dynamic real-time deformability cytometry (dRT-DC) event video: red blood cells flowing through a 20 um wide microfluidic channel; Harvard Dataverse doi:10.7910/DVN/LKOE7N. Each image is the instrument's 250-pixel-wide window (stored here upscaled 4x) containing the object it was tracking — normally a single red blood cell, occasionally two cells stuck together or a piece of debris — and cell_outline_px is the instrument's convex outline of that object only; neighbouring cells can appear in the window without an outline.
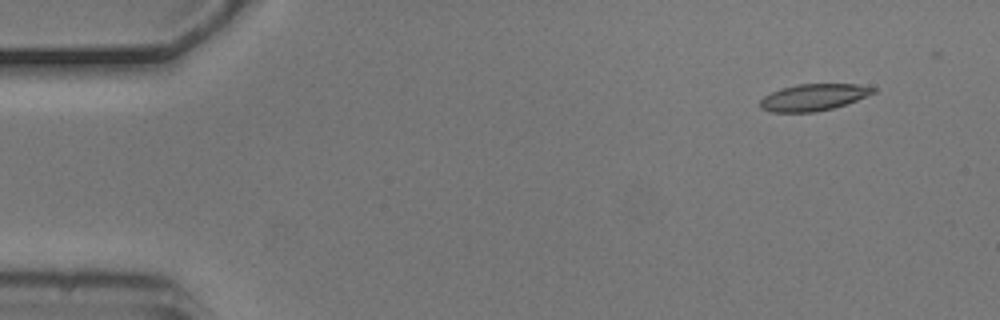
{"species": "common noctule bat (a hibernating species)", "species_latin": "Nyctalus noctula", "temperature_condition": "cold", "stored_images_in_passage": 4, "camera_frame_rate_fps": 3000, "um_per_image_px": 0.085, "animal": {"sex": "male", "body_mass_g": 20.5, "forearm_length_mm": 52.5}, "frame": {"image": 1, "passage_image": 2, "time_ms": 0.333, "image_size_px": [1000, 320], "cell_outline_px": [[876, 92], [856, 100], [832, 108], [816, 112], [772, 112], [760, 108], [760, 100], [764, 96], [780, 88], [796, 84], [856, 84], [876, 88]], "centroid_in_image_um": [69.12, 8.26], "position_along_channel_um": 15.9, "area_um2": 17.51}}
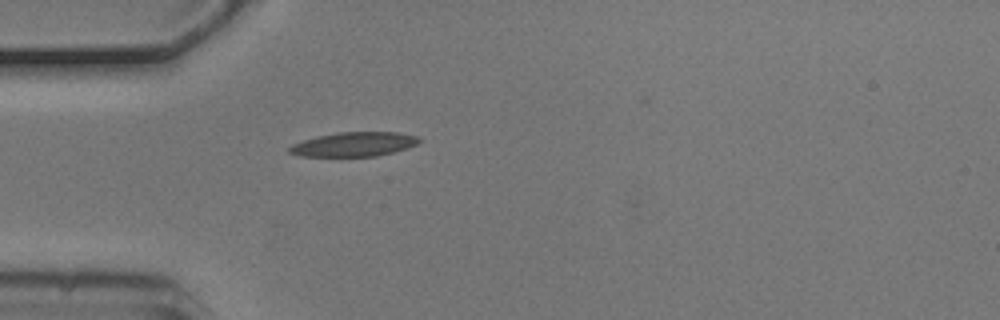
{"frame": {"image": 2, "passage_image": 4, "time_ms": 1.0, "image_size_px": [1000, 320], "cell_outline_px": [[424, 140], [416, 144], [392, 152], [376, 156], [300, 156], [288, 152], [288, 148], [292, 144], [316, 136], [340, 132], [400, 132], [416, 136]], "centroid_in_image_um": [30.08, 12.25], "position_along_channel_um": 54.9, "area_um2": 18.26}}